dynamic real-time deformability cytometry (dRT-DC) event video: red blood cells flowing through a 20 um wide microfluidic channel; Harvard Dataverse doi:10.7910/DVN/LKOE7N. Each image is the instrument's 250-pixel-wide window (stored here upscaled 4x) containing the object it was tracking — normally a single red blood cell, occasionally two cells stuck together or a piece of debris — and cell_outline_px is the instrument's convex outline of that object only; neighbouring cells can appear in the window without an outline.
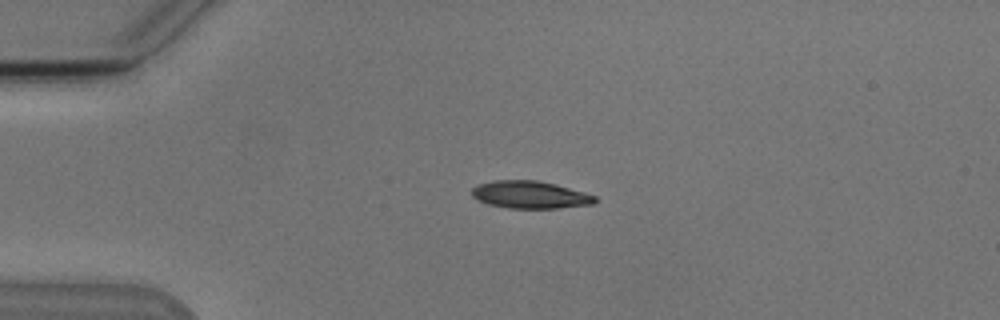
{"species": "Egyptian fruit bat (a non-hibernating species)", "species_latin": "Rousettus aegyptiacus", "temperature_condition": "cold", "stored_images_in_passage": 3, "camera_frame_rate_fps": 3000, "um_per_image_px": 0.085, "animal": {"sex": "male"}, "frame": {"image": 1, "passage_image": 1, "time_ms": 0.0, "image_size_px": [1000, 320], "cell_outline_px": [[596, 200], [592, 204], [556, 208], [508, 208], [488, 204], [476, 200], [472, 196], [472, 188], [480, 184], [492, 180], [536, 180], [556, 184], [584, 192], [596, 196]], "centroid_in_image_um": [45.03, 16.55], "position_along_channel_um": 40.0, "area_um2": 19.65}}